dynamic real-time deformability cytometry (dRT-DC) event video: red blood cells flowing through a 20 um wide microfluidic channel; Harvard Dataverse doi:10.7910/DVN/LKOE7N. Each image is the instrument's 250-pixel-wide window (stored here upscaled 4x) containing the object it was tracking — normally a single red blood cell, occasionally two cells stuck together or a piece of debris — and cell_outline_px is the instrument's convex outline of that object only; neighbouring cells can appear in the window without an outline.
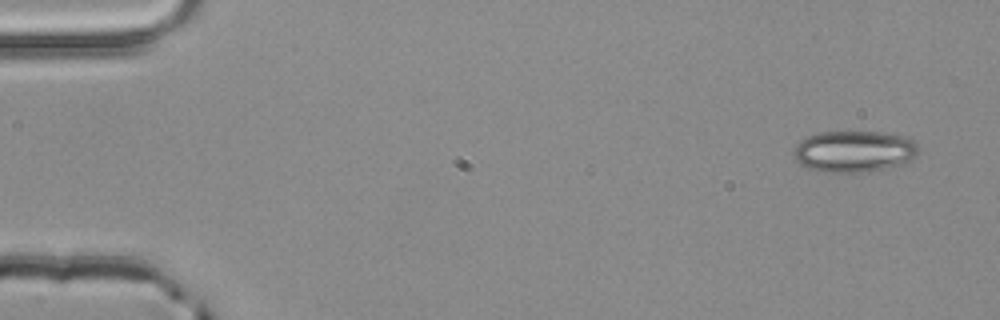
{"species": "common noctule bat (a hibernating species)", "species_latin": "Nyctalus noctula", "temperature_condition": "room temperature", "stored_images_in_passage": 4, "camera_frame_rate_fps": 3000, "um_per_image_px": 0.085, "animal": {"sex": "male", "body_mass_g": 20.4}, "frame": {"image": 1, "passage_image": 1, "time_ms": 0.0, "image_size_px": [1000, 320], "cell_outline_px": [[920, 148], [916, 156], [900, 164], [868, 172], [824, 172], [804, 168], [792, 156], [792, 152], [796, 144], [804, 136], [816, 132], [880, 132], [904, 136], [912, 140]], "centroid_in_image_um": [72.52, 12.86], "position_along_channel_um": 12.5, "area_um2": 30.46}}